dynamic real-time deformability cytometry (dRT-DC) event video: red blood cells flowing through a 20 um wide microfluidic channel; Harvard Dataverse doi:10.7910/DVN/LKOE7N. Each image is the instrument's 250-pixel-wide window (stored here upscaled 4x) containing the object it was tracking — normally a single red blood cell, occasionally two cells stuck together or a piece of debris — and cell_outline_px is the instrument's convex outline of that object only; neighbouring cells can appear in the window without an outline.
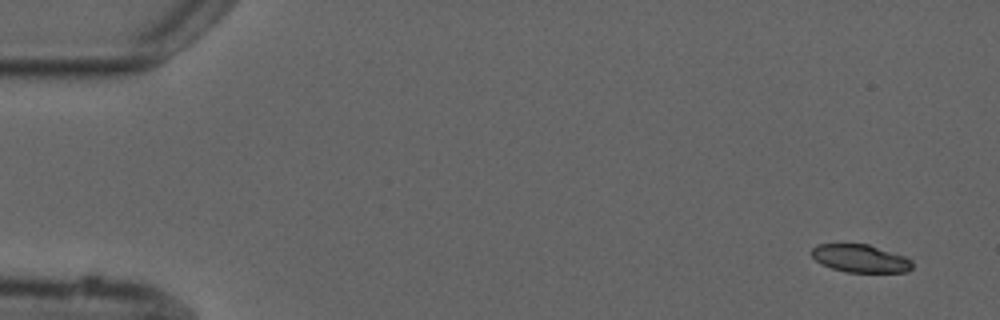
{"species": "common noctule bat (a hibernating species)", "species_latin": "Nyctalus noctula", "temperature_condition": "cold", "stored_images_in_passage": 8, "camera_frame_rate_fps": 3000, "um_per_image_px": 0.085, "animal": {"sex": "male", "forearm_length_mm": 52.5}, "frame": {"image": 1, "passage_image": 1, "time_ms": 0.0, "image_size_px": [1000, 320], "cell_outline_px": [[912, 268], [908, 272], [844, 272], [820, 264], [808, 252], [816, 244], [868, 244], [904, 256], [912, 260]], "centroid_in_image_um": [73.09, 21.97], "position_along_channel_um": 11.9, "area_um2": 16.47}}
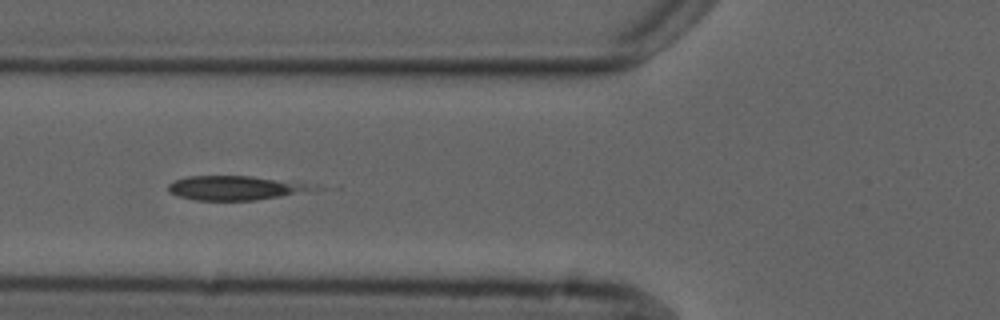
{"frame": {"image": 2, "passage_image": 6, "time_ms": 6.0, "image_size_px": [1000, 320], "cell_outline_px": [[304, 188], [280, 196], [256, 200], [196, 200], [176, 196], [168, 192], [168, 184], [172, 180], [188, 176], [252, 176], [296, 180], [304, 184]], "centroid_in_image_um": [19.71, 15.95], "position_along_channel_um": 106.1, "area_um2": 19.83}}
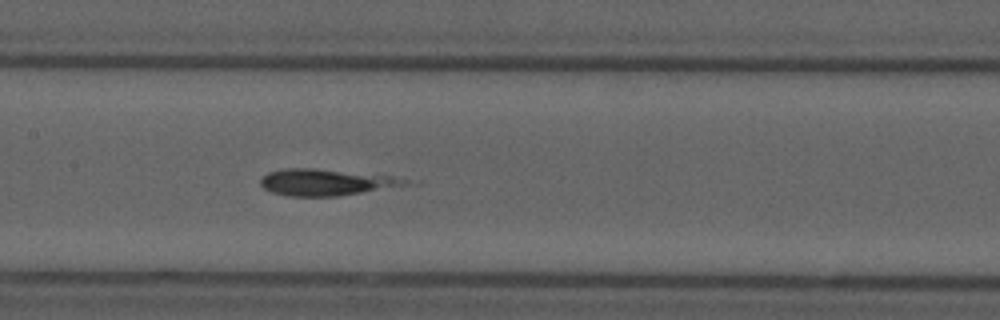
{"frame": {"image": 3, "passage_image": 8, "time_ms": 8.0, "image_size_px": [1000, 320], "cell_outline_px": [[408, 184], [336, 196], [288, 196], [272, 192], [264, 188], [260, 184], [260, 180], [268, 172], [284, 168], [316, 168], [392, 176], [408, 180]], "centroid_in_image_um": [27.61, 15.48], "position_along_channel_um": 179.8, "area_um2": 21.91}}